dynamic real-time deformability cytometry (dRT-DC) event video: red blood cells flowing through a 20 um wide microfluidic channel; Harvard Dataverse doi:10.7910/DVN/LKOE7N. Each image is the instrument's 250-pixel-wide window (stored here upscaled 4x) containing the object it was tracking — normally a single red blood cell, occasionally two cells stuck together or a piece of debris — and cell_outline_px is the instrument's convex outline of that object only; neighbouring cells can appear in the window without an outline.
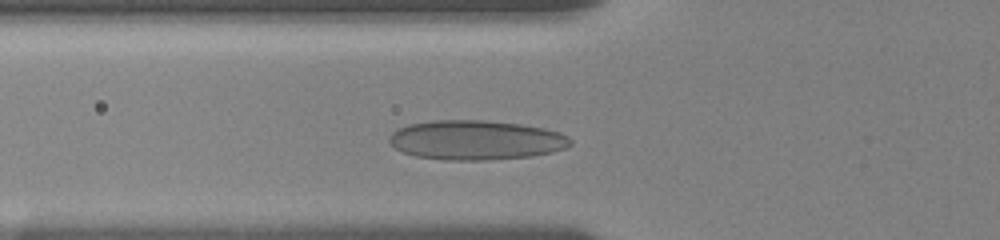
{"species": "human", "species_latin": "Homo sapiens", "temperature_condition": "room temperature", "stored_images_in_passage": 37, "camera_frame_rate_fps": 3000, "um_per_image_px": 0.085, "donor": {"sex": "female"}, "frame": {"image": 1, "passage_image": 10, "time_ms": 3.0, "image_size_px": [1000, 240], "cell_outline_px": [[572, 144], [564, 148], [552, 152], [532, 156], [488, 160], [444, 160], [416, 156], [404, 152], [396, 148], [388, 140], [388, 136], [392, 132], [408, 124], [432, 120], [480, 120], [520, 124], [544, 128], [560, 132], [568, 136], [572, 140]], "centroid_in_image_um": [40.46, 11.9], "position_along_channel_um": 85.3, "area_um2": 41.79}}
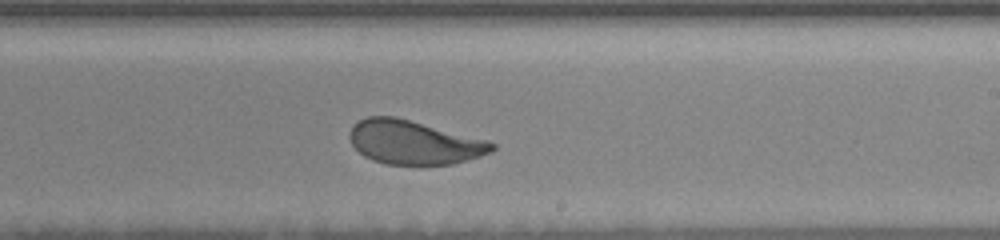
{"frame": {"image": 2, "passage_image": 24, "time_ms": 7.667, "image_size_px": [1000, 240], "cell_outline_px": [[496, 148], [492, 152], [480, 156], [452, 164], [388, 164], [372, 160], [364, 156], [352, 144], [348, 136], [348, 132], [352, 124], [356, 120], [368, 116], [396, 116], [488, 140], [496, 144]], "centroid_in_image_um": [35.16, 12.08], "position_along_channel_um": 253.8, "area_um2": 36.59}}
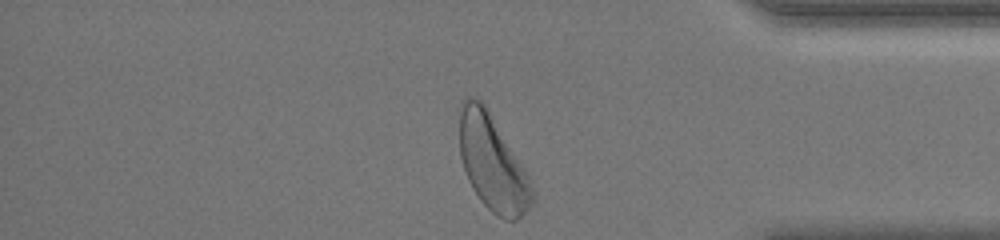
{"frame": {"image": 3, "passage_image": 37, "time_ms": 12.0, "image_size_px": [1000, 240], "cell_outline_px": [[536, 196], [532, 204], [516, 220], [504, 220], [496, 216], [480, 200], [472, 188], [468, 180], [460, 156], [460, 100], [468, 96], [472, 96], [480, 100], [484, 104], [528, 176]], "centroid_in_image_um": [41.84, 13.88], "position_along_channel_um": 393.4, "area_um2": 39.94}, "authors_computed_cell_mechanics": {"area_um2": 37.4544, "velocity_mm_per_s": 3.6026, "shape_relaxation_time_tau1_ms": 4.6467, "shape_relaxation_time_tau2_ms": 0.6948, "deformation_change_tau1": 0.1451, "deformation_change_tau2": 0.0647}}